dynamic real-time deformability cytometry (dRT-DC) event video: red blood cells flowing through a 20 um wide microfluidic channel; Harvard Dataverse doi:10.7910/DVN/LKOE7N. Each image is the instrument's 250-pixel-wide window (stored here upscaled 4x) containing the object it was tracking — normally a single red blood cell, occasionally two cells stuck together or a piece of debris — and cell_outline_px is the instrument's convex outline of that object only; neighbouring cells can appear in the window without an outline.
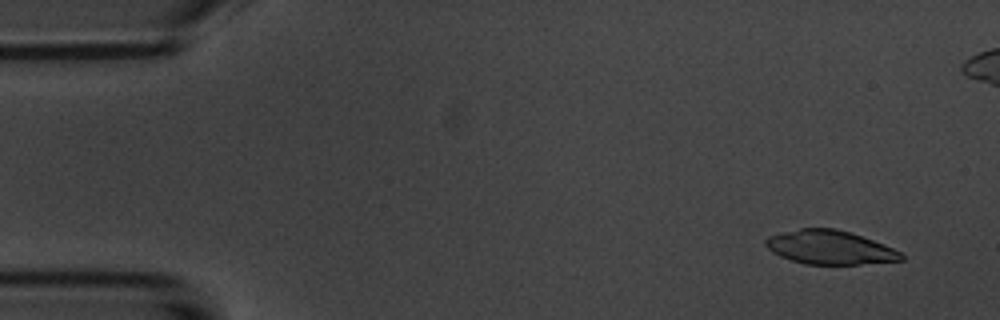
{"species": "common noctule bat (a hibernating species)", "species_latin": "Nyctalus noctula", "temperature_condition": "room temperature", "stored_images_in_passage": 5, "camera_frame_rate_fps": 3000, "um_per_image_px": 0.085, "animal": {"sex": "male", "body_mass_g": 20.1, "forearm_length_mm": 53.5}, "frame": {"image": 1, "passage_image": 1, "time_ms": 0.0, "image_size_px": [1000, 320], "cell_outline_px": [[904, 260], [860, 264], [804, 264], [780, 256], [772, 252], [764, 244], [764, 240], [768, 236], [800, 228], [836, 228], [884, 244], [900, 252], [904, 256]], "centroid_in_image_um": [70.51, 21.03], "position_along_channel_um": 14.5, "area_um2": 26.53}}